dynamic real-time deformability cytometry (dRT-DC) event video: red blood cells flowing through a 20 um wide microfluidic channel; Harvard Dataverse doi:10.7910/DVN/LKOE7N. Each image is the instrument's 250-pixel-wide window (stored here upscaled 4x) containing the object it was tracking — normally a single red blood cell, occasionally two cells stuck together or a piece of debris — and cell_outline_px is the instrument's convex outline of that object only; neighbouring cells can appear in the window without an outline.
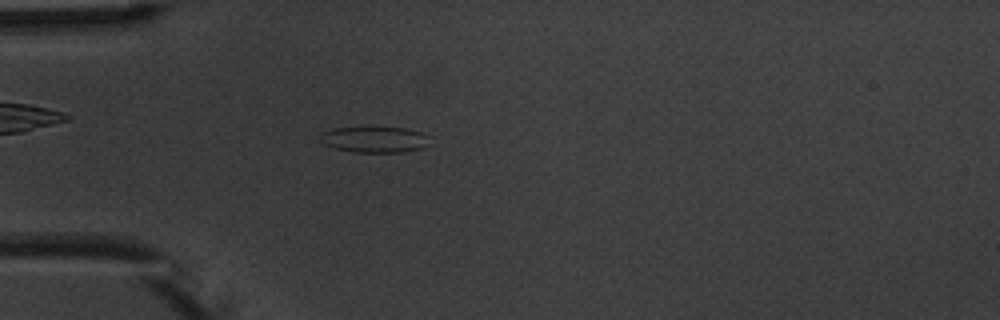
{"species": "common noctule bat (a hibernating species)", "species_latin": "Nyctalus noctula", "temperature_condition": "warm", "stored_images_in_passage": 3, "camera_frame_rate_fps": 3000, "um_per_image_px": 0.085, "animal": {"sex": "male", "body_mass_g": 20.1, "forearm_length_mm": 53.5}, "frame": {"image": 1, "passage_image": 3, "time_ms": 3.0, "image_size_px": [1000, 320], "cell_outline_px": [[432, 144], [424, 148], [404, 152], [352, 152], [336, 148], [324, 144], [316, 136], [320, 132], [332, 128], [404, 128], [420, 132]], "centroid_in_image_um": [31.79, 11.87], "position_along_channel_um": 53.2, "area_um2": 16.59}}